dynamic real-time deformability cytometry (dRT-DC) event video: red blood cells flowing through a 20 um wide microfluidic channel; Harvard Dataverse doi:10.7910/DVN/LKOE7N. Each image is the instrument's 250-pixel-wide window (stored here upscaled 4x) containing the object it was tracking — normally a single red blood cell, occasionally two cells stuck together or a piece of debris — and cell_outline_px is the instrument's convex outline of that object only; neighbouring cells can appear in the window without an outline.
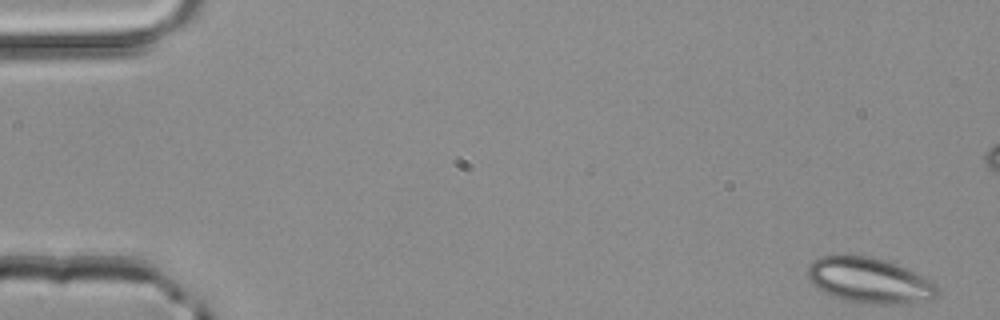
{"species": "common noctule bat (a hibernating species)", "species_latin": "Nyctalus noctula", "temperature_condition": "room temperature", "stored_images_in_passage": 4, "camera_frame_rate_fps": 3000, "um_per_image_px": 0.085, "animal": {"sex": "male", "body_mass_g": 20.4}, "frame": {"image": 1, "passage_image": 1, "time_ms": 0.0, "image_size_px": [1000, 320], "cell_outline_px": [[940, 288], [936, 296], [932, 300], [904, 304], [880, 304], [844, 300], [832, 296], [824, 292], [812, 284], [808, 280], [808, 268], [812, 260], [820, 256], [840, 252], [848, 252], [872, 256], [896, 264], [936, 284]], "centroid_in_image_um": [73.84, 23.8], "position_along_channel_um": 11.2, "area_um2": 34.97}}